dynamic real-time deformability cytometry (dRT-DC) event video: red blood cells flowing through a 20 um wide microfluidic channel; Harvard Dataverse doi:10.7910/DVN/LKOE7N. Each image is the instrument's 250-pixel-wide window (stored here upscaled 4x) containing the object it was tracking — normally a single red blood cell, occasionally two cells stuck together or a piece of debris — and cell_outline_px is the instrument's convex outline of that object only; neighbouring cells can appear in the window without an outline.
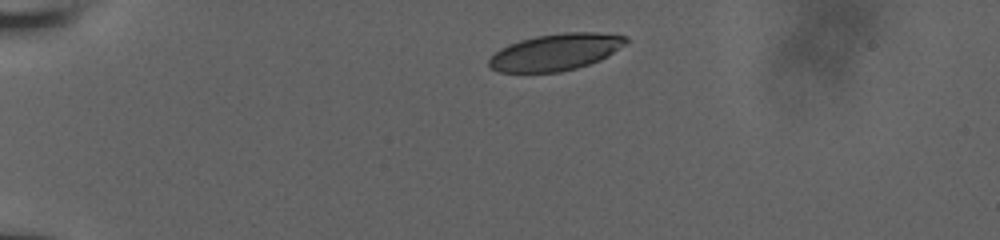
{"species": "human", "species_latin": "Homo sapiens", "temperature_condition": "room temperature", "stored_images_in_passage": 29, "camera_frame_rate_fps": 3000, "um_per_image_px": 0.085, "donor": {"sex": "male"}, "frame": {"image": 1, "passage_image": 1, "time_ms": 0.0, "image_size_px": [1000, 240], "cell_outline_px": [[628, 40], [624, 44], [608, 56], [600, 60], [576, 68], [560, 72], [500, 72], [492, 68], [488, 64], [488, 60], [500, 48], [508, 44], [520, 40], [536, 36], [564, 32], [596, 32], [628, 36]], "centroid_in_image_um": [47.23, 4.42], "position_along_channel_um": 37.8, "area_um2": 29.19}}
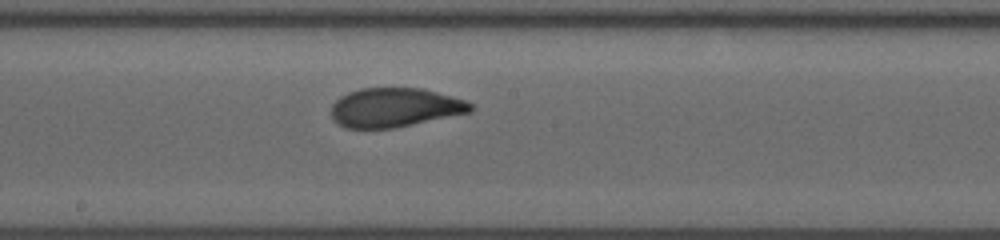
{"frame": {"image": 2, "passage_image": 16, "time_ms": 6.333, "image_size_px": [1000, 240], "cell_outline_px": [[476, 108], [472, 112], [396, 128], [344, 128], [332, 120], [332, 104], [340, 96], [348, 92], [360, 88], [424, 88], [464, 100], [472, 104]], "centroid_in_image_um": [33.57, 9.14], "position_along_channel_um": 214.6, "area_um2": 32.08}}
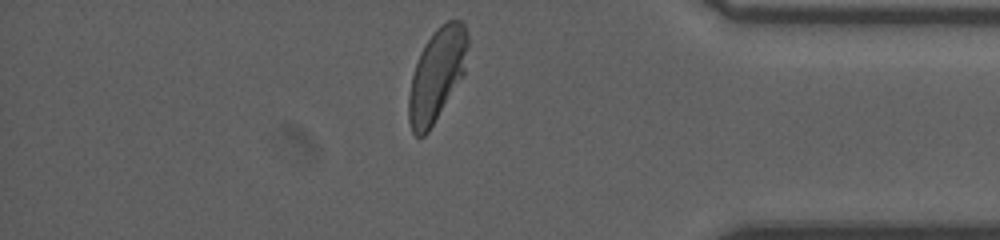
{"frame": {"image": 3, "passage_image": 28, "time_ms": 11.667, "image_size_px": [1000, 240], "cell_outline_px": [[468, 48], [464, 76], [428, 132], [424, 136], [416, 136], [412, 132], [408, 120], [408, 96], [412, 76], [420, 52], [424, 44], [432, 32], [440, 24], [448, 20], [460, 20], [464, 24], [468, 36]], "centroid_in_image_um": [37.14, 6.35], "position_along_channel_um": 398.1, "area_um2": 32.19}, "authors_computed_cell_mechanics": {"area_um2": 32.1946, "velocity_mm_per_s": 3.8209, "shape_relaxation_time_tau1_ms": 3.6503, "shape_relaxation_time_tau2_ms": 0.7956, "deformation_change_tau1": 0.1662, "deformation_change_tau2": 0.0676}}